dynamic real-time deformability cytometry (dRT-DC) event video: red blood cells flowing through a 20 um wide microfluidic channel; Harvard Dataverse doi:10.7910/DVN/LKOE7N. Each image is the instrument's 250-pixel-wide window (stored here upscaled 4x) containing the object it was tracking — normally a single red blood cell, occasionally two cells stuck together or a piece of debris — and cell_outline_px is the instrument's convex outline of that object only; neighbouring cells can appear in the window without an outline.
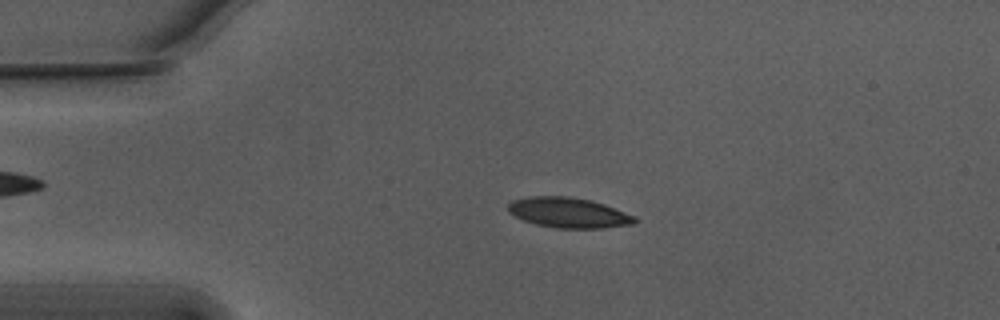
{"species": "Egyptian fruit bat (a non-hibernating species)", "species_latin": "Rousettus aegyptiacus", "temperature_condition": "warm", "stored_images_in_passage": 55, "camera_frame_rate_fps": 3000, "um_per_image_px": 0.085, "animal": {"sex": "male"}, "frame": {"image": 1, "passage_image": 12, "time_ms": 3.667, "image_size_px": [1000, 320], "cell_outline_px": [[636, 224], [600, 228], [556, 228], [536, 224], [524, 220], [508, 212], [508, 204], [512, 200], [532, 196], [568, 196], [592, 200], [604, 204], [636, 216]], "centroid_in_image_um": [48.35, 18.07], "position_along_channel_um": 36.7, "area_um2": 22.31}}
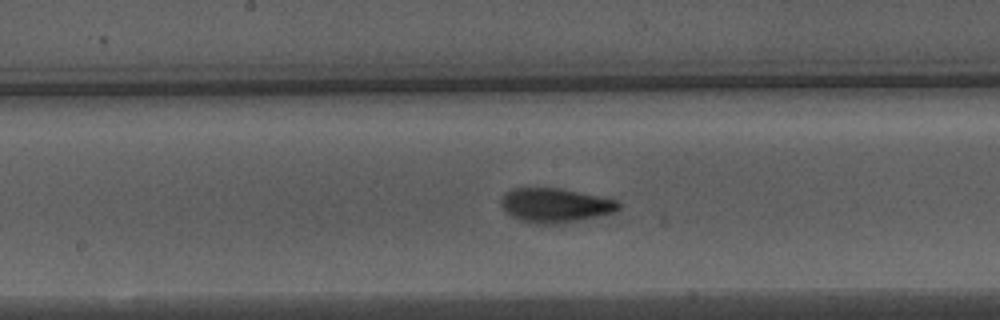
{"frame": {"image": 2, "passage_image": 28, "time_ms": 9.0, "image_size_px": [1000, 320], "cell_outline_px": [[620, 208], [612, 212], [600, 216], [560, 224], [536, 224], [520, 220], [512, 216], [500, 204], [500, 200], [508, 192], [516, 188], [560, 188], [616, 200], [620, 204]], "centroid_in_image_um": [47.2, 17.46], "position_along_channel_um": 201.0, "area_um2": 23.18}}
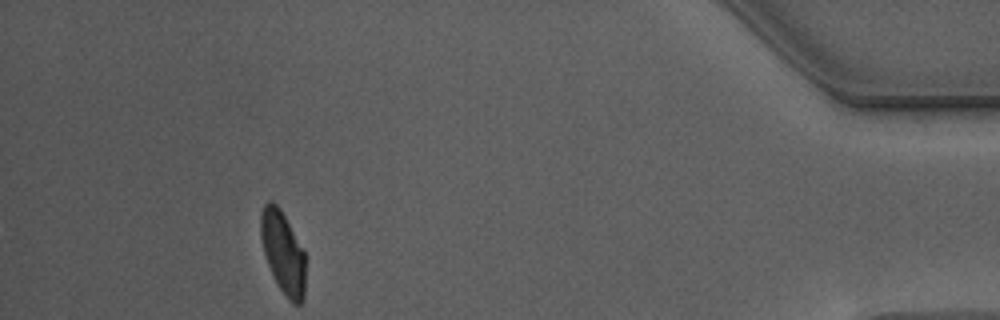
{"frame": {"image": 3, "passage_image": 50, "time_ms": 16.333, "image_size_px": [1000, 320], "cell_outline_px": [[304, 300], [300, 304], [292, 304], [288, 300], [280, 288], [268, 264], [264, 252], [260, 236], [260, 216], [264, 204], [268, 200], [272, 200], [280, 208], [304, 252]], "centroid_in_image_um": [24.03, 21.45], "position_along_channel_um": 411.2, "area_um2": 21.1}, "authors_computed_cell_mechanics": {"area_um2": 22.3686, "velocity_mm_per_s": 3.738, "shape_relaxation_time_tau1_ms": 3.8395, "shape_relaxation_time_tau2_ms": 1.7967, "deformation_change_tau1": 0.1499, "deformation_change_tau2": 0.0692}}